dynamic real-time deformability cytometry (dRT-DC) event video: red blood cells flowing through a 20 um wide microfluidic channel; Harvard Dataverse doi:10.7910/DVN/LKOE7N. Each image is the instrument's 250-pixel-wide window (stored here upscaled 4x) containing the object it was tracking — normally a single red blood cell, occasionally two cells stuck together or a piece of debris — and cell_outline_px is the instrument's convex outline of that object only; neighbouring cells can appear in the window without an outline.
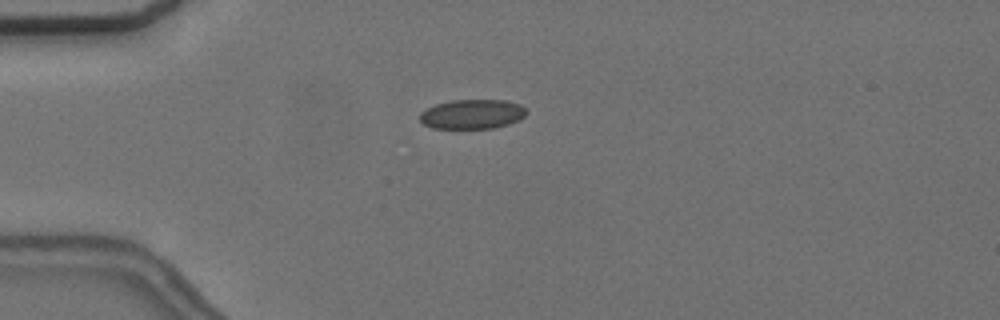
{"species": "common noctule bat (a hibernating species)", "species_latin": "Nyctalus noctula", "temperature_condition": "cold", "stored_images_in_passage": 5, "camera_frame_rate_fps": 3000, "um_per_image_px": 0.085, "animal": {"sex": "female", "body_mass_g": 24.6, "forearm_length_mm": 56.2}, "frame": {"image": 1, "passage_image": 2, "time_ms": 1.333, "image_size_px": [1000, 320], "cell_outline_px": [[528, 112], [520, 120], [496, 128], [432, 128], [424, 124], [420, 120], [420, 112], [436, 104], [452, 100], [508, 100], [520, 104]], "centroid_in_image_um": [40.17, 9.7], "position_along_channel_um": 44.8, "area_um2": 18.38}}
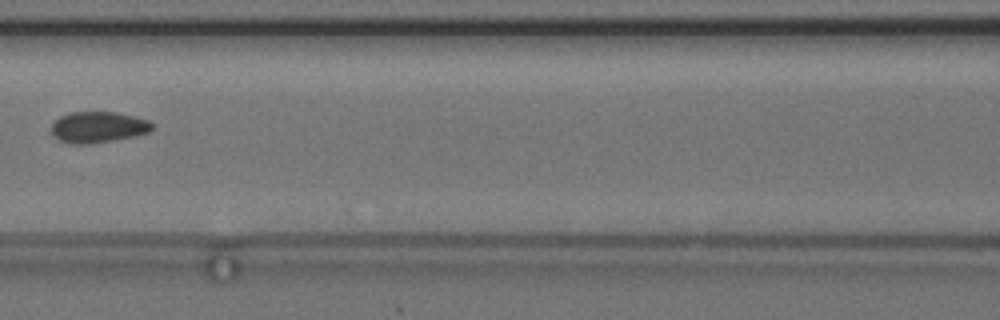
{"frame": {"image": 2, "passage_image": 5, "time_ms": 5.0, "image_size_px": [1000, 320], "cell_outline_px": [[152, 128], [148, 132], [132, 136], [112, 140], [88, 144], [68, 144], [60, 140], [52, 132], [52, 124], [60, 116], [72, 112], [116, 112], [148, 120], [152, 124]], "centroid_in_image_um": [8.31, 10.8], "position_along_channel_um": 158.3, "area_um2": 17.92}}